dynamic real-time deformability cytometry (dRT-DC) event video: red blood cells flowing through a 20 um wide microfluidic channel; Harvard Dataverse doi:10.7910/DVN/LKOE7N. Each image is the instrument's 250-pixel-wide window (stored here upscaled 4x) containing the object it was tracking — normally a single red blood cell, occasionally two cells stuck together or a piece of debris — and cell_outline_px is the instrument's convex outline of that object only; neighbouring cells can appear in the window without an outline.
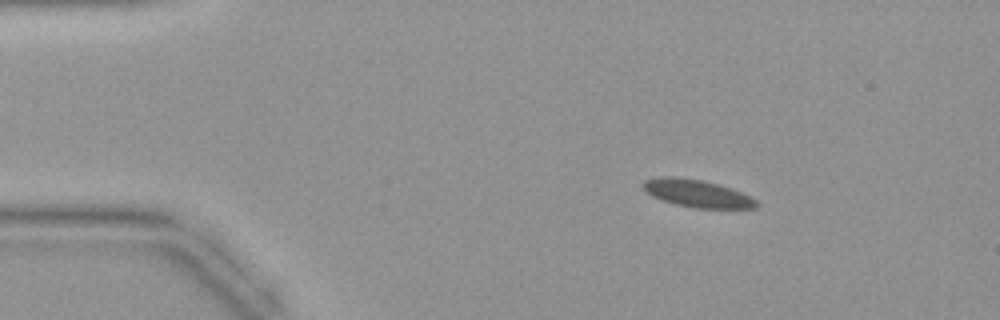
{"species": "common noctule bat (a hibernating species)", "species_latin": "Nyctalus noctula", "temperature_condition": "warm", "stored_images_in_passage": 45, "camera_frame_rate_fps": 3000, "um_per_image_px": 0.085, "animal": {"sex": "female", "body_mass_g": 19.9}, "frame": {"image": 1, "passage_image": 7, "time_ms": 2.0, "image_size_px": [1000, 320], "cell_outline_px": [[760, 204], [756, 208], [696, 208], [676, 204], [652, 196], [640, 184], [644, 180], [660, 176], [676, 176], [700, 180], [716, 184], [740, 192], [756, 200]], "centroid_in_image_um": [59.22, 16.43], "position_along_channel_um": 25.8, "area_um2": 17.86}}
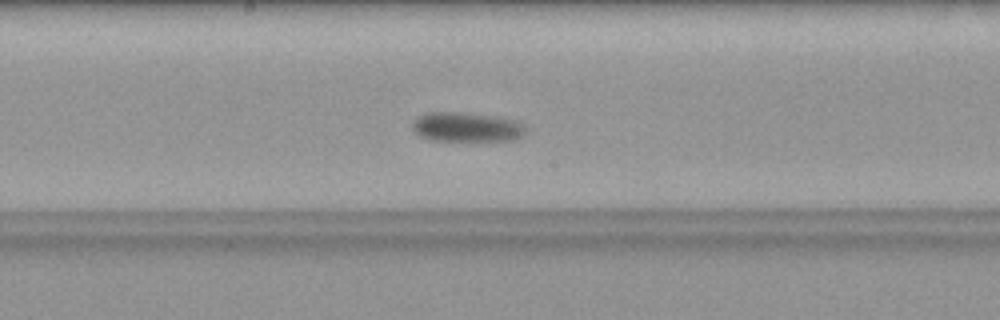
{"frame": {"image": 2, "passage_image": 24, "time_ms": 7.667, "image_size_px": [1000, 320], "cell_outline_px": [[524, 136], [516, 140], [428, 140], [420, 136], [412, 128], [412, 120], [416, 116], [428, 112], [464, 112], [516, 120], [524, 124]], "centroid_in_image_um": [39.63, 10.79], "position_along_channel_um": 208.6, "area_um2": 19.54}}
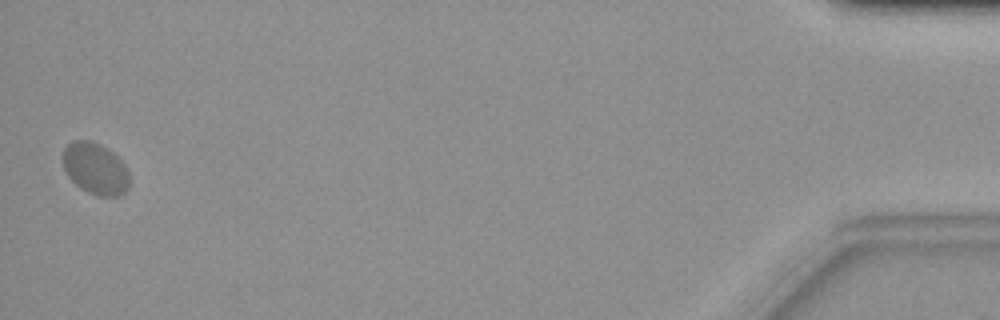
{"frame": {"image": 3, "passage_image": 45, "time_ms": 14.667, "image_size_px": [1000, 320], "cell_outline_px": [[128, 188], [120, 196], [96, 196], [80, 188], [68, 176], [64, 168], [64, 148], [72, 140], [92, 140], [108, 148], [124, 164], [128, 172]], "centroid_in_image_um": [8.1, 14.33], "position_along_channel_um": 427.1, "area_um2": 19.94}}